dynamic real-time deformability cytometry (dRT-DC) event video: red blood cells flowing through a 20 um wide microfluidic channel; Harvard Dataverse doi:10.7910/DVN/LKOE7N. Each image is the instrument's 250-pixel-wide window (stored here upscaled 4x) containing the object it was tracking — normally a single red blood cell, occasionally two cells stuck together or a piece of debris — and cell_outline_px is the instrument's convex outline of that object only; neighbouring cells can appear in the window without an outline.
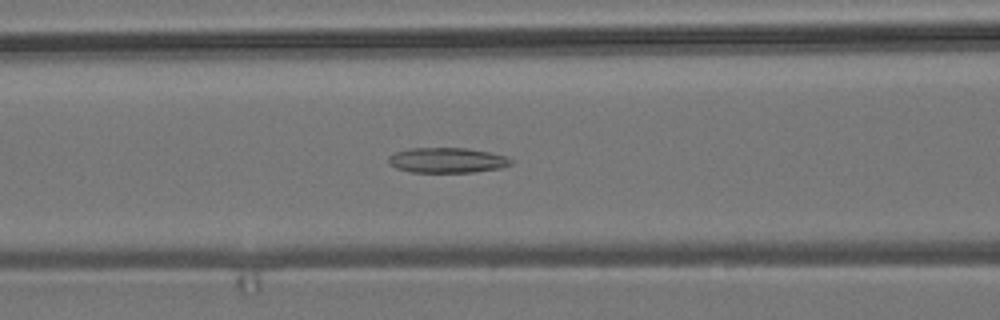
{"species": "common noctule bat (a hibernating species)", "species_latin": "Nyctalus noctula", "temperature_condition": "room temperature", "stored_images_in_passage": 42, "camera_frame_rate_fps": 3000, "um_per_image_px": 0.085, "animal": {"sex": "male", "body_mass_g": 19.2, "forearm_length_mm": 51.8}, "frame": {"image": 1, "passage_image": 9, "time_ms": 2.667, "image_size_px": [1000, 320], "cell_outline_px": [[512, 164], [500, 168], [472, 172], [412, 172], [396, 168], [388, 164], [388, 156], [396, 152], [408, 148], [468, 148], [488, 152], [504, 156], [512, 160]], "centroid_in_image_um": [37.96, 13.62], "position_along_channel_um": 128.6, "area_um2": 17.92}}
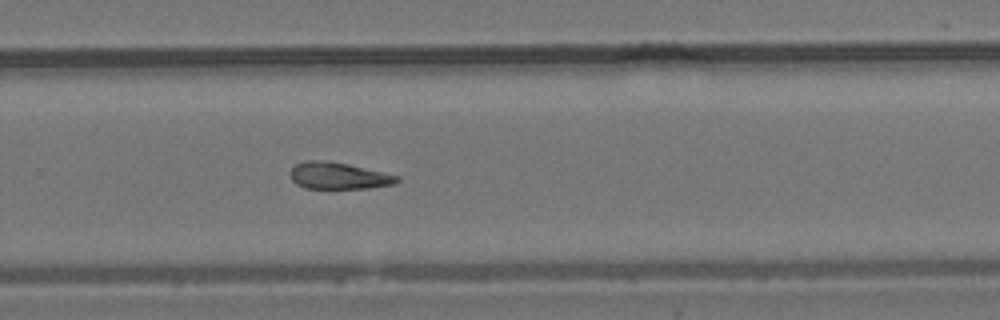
{"frame": {"image": 2, "passage_image": 23, "time_ms": 7.333, "image_size_px": [1000, 320], "cell_outline_px": [[400, 180], [396, 184], [368, 188], [304, 188], [296, 184], [292, 180], [288, 172], [296, 164], [304, 160], [316, 160], [348, 164], [400, 176]], "centroid_in_image_um": [28.76, 14.94], "position_along_channel_um": 301.0, "area_um2": 16.65}}
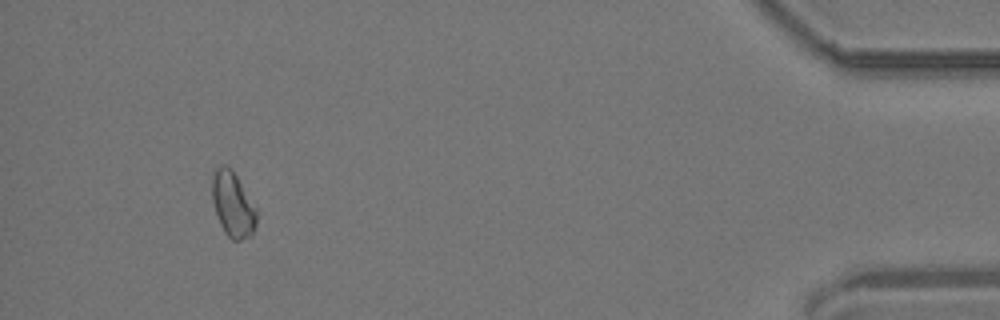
{"frame": {"image": 3, "passage_image": 38, "time_ms": 12.333, "image_size_px": [1000, 320], "cell_outline_px": [[256, 224], [252, 236], [240, 240], [232, 240], [224, 232], [220, 224], [212, 200], [212, 176], [216, 168], [220, 164], [224, 164], [236, 176], [256, 208]], "centroid_in_image_um": [19.78, 17.41], "position_along_channel_um": 415.4, "area_um2": 16.65}}